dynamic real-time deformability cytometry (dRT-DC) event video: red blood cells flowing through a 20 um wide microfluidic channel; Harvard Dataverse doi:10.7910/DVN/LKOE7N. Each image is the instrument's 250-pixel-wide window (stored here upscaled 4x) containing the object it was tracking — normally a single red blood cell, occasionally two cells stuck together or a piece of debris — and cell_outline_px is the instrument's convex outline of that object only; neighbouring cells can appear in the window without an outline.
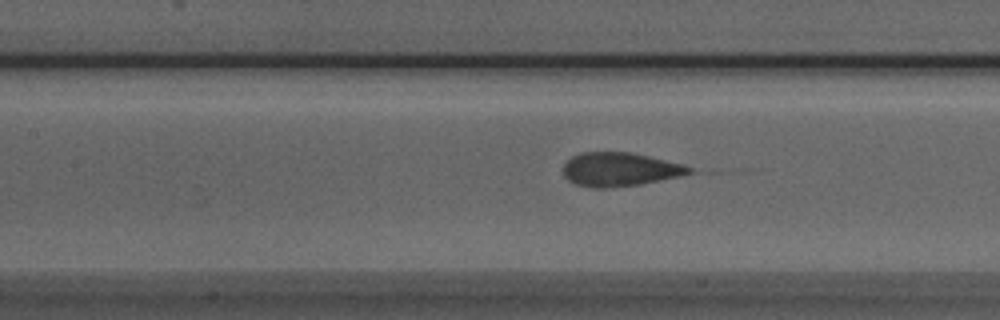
{"species": "Egyptian fruit bat (a non-hibernating species)", "species_latin": "Rousettus aegyptiacus", "temperature_condition": "room temperature", "stored_images_in_passage": 35, "camera_frame_rate_fps": 3000, "um_per_image_px": 0.085, "animal": {"sex": "male"}, "frame": {"image": 1, "passage_image": 10, "time_ms": 3.0, "image_size_px": [1000, 320], "cell_outline_px": [[692, 172], [684, 176], [640, 184], [604, 188], [592, 188], [576, 184], [568, 180], [564, 176], [564, 164], [572, 156], [580, 152], [632, 152], [684, 164], [692, 168]], "centroid_in_image_um": [52.7, 14.39], "position_along_channel_um": 154.7, "area_um2": 24.91}}
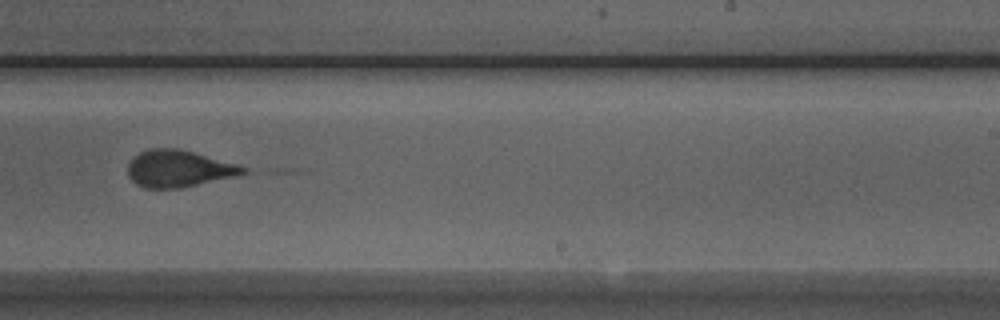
{"frame": {"image": 2, "passage_image": 19, "time_ms": 6.0, "image_size_px": [1000, 320], "cell_outline_px": [[248, 172], [232, 176], [180, 188], [144, 188], [136, 184], [128, 176], [128, 164], [140, 152], [148, 148], [180, 148], [236, 164], [248, 168]], "centroid_in_image_um": [15.15, 14.32], "position_along_channel_um": 273.9, "area_um2": 24.45}}
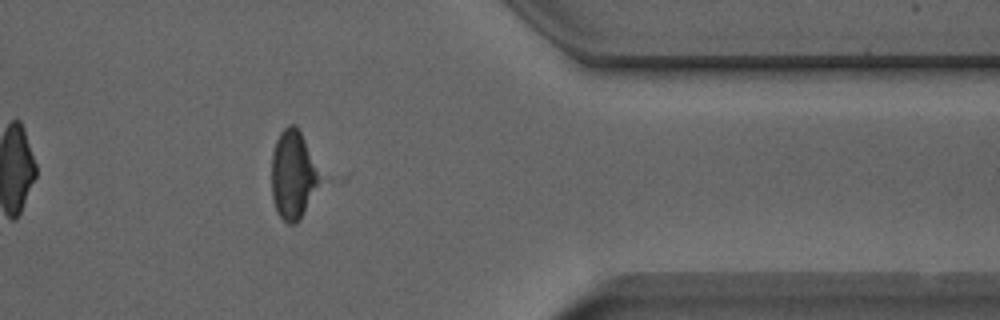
{"frame": {"image": 3, "passage_image": 29, "time_ms": 9.333, "image_size_px": [1000, 320], "cell_outline_px": [[316, 184], [300, 220], [296, 224], [288, 224], [276, 212], [272, 196], [272, 152], [276, 140], [280, 132], [288, 124], [296, 124], [304, 140], [316, 172]], "centroid_in_image_um": [24.8, 14.86], "position_along_channel_um": 386.6, "area_um2": 23.64}}